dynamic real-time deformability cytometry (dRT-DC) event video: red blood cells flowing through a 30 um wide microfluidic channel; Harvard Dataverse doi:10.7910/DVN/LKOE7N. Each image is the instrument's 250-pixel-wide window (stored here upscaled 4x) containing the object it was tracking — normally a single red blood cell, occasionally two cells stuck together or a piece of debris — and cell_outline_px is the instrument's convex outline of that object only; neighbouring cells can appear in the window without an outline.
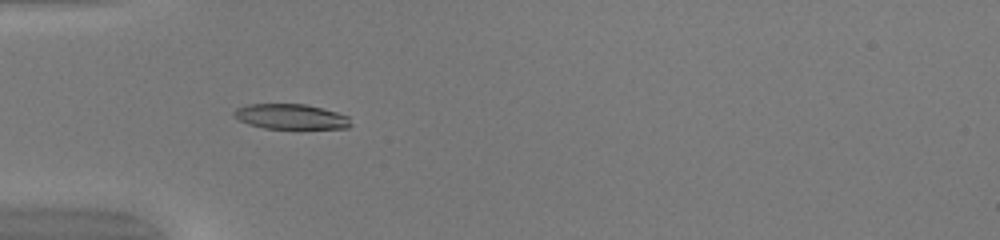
{"species": "common noctule bat (a hibernating species)", "species_latin": "Nyctalus noctula", "temperature_condition": "warm", "stored_images_in_passage": 50, "camera_frame_rate_fps": 3000, "um_per_image_px": 0.085, "animal": {"sex": "female", "body_mass_g": 20.0, "forearm_length_mm": 54.0}, "frame": {"image": 1, "passage_image": 16, "time_ms": 5.0, "image_size_px": [1000, 240], "cell_outline_px": [[352, 124], [348, 128], [264, 128], [248, 124], [236, 120], [232, 116], [232, 112], [236, 108], [248, 104], [304, 104], [336, 112], [348, 116]], "centroid_in_image_um": [24.65, 9.91], "position_along_channel_um": 60.3, "area_um2": 17.11}}
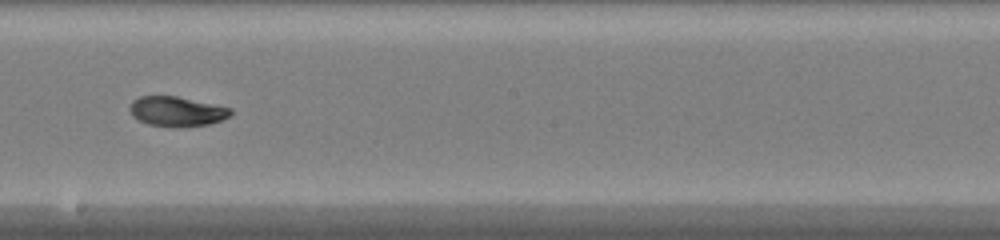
{"frame": {"image": 2, "passage_image": 29, "time_ms": 9.333, "image_size_px": [1000, 240], "cell_outline_px": [[232, 112], [228, 116], [220, 120], [208, 124], [176, 128], [172, 128], [148, 124], [132, 116], [128, 108], [132, 100], [140, 96], [176, 96], [232, 108]], "centroid_in_image_um": [14.98, 9.47], "position_along_channel_um": 233.2, "area_um2": 17.57}}
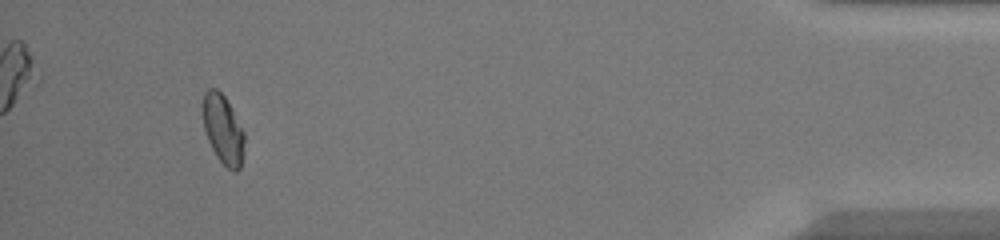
{"frame": {"image": 3, "passage_image": 47, "time_ms": 15.333, "image_size_px": [1000, 240], "cell_outline_px": [[244, 152], [240, 168], [236, 172], [232, 172], [216, 156], [208, 140], [204, 128], [200, 104], [204, 92], [208, 88], [216, 88], [224, 96], [232, 108], [244, 132]], "centroid_in_image_um": [18.93, 10.97], "position_along_channel_um": 416.3, "area_um2": 17.11}, "authors_computed_cell_mechanics": {"area_um2": 17.5712, "velocity_mm_per_s": 4.119, "shape_relaxation_time_tau1_ms": 11.1212, "shape_relaxation_time_tau2_ms": 1.4494, "deformation_change_tau1": 0.292, "deformation_change_tau2": 0.0548}}